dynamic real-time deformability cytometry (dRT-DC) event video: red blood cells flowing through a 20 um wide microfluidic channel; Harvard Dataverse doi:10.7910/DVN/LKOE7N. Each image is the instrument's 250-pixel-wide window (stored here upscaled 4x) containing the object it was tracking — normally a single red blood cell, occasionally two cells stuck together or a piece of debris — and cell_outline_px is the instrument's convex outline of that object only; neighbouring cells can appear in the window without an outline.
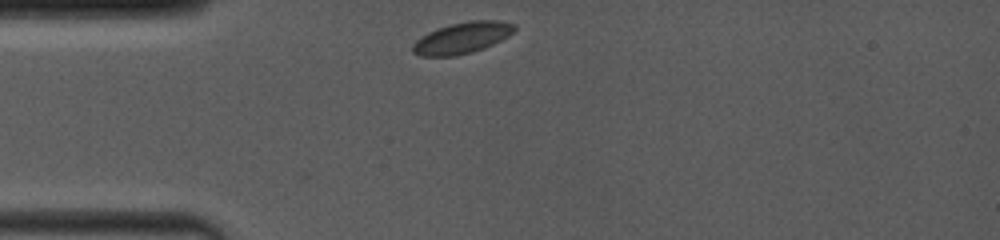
{"species": "common noctule bat (a hibernating species)", "species_latin": "Nyctalus noctula", "temperature_condition": "room temperature", "stored_images_in_passage": 28, "camera_frame_rate_fps": 4000, "um_per_image_px": 0.085, "animal": {"sex": "female", "body_mass_g": 19.0, "forearm_length_mm": 53.3}, "frame": {"image": 1, "passage_image": 1, "time_ms": 0.0, "image_size_px": [1000, 240], "cell_outline_px": [[516, 28], [508, 36], [484, 48], [472, 52], [456, 56], [420, 56], [412, 52], [412, 44], [420, 36], [428, 32], [452, 24], [472, 20], [500, 20], [516, 24]], "centroid_in_image_um": [39.27, 3.22], "position_along_channel_um": 45.7, "area_um2": 18.5}}
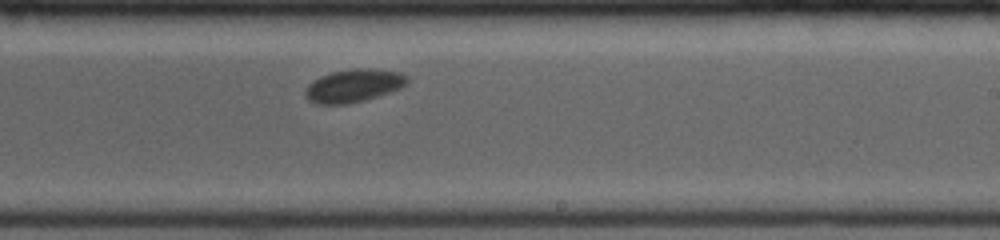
{"frame": {"image": 2, "passage_image": 16, "time_ms": 6.0, "image_size_px": [1000, 240], "cell_outline_px": [[408, 84], [400, 88], [364, 100], [348, 104], [316, 104], [308, 100], [304, 96], [304, 92], [308, 84], [312, 80], [320, 76], [332, 72], [356, 68], [368, 68], [400, 72], [408, 76]], "centroid_in_image_um": [30.03, 7.28], "position_along_channel_um": 259.0, "area_um2": 19.65}}
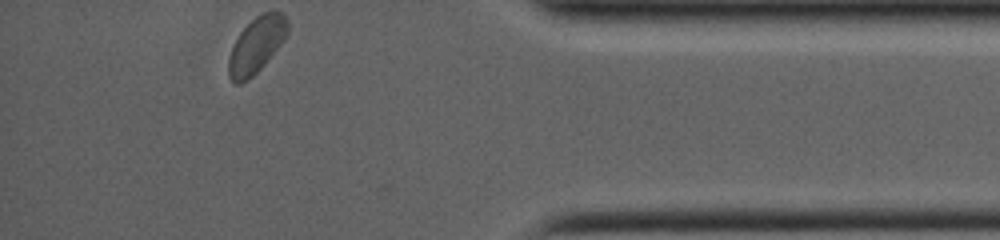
{"frame": {"image": 3, "passage_image": 28, "time_ms": 10.5, "image_size_px": [1000, 240], "cell_outline_px": [[288, 32], [284, 40], [264, 64], [248, 80], [240, 84], [236, 84], [228, 76], [228, 60], [232, 48], [240, 32], [256, 16], [264, 12], [284, 12], [288, 20]], "centroid_in_image_um": [21.81, 3.83], "position_along_channel_um": 413.4, "area_um2": 19.02}}